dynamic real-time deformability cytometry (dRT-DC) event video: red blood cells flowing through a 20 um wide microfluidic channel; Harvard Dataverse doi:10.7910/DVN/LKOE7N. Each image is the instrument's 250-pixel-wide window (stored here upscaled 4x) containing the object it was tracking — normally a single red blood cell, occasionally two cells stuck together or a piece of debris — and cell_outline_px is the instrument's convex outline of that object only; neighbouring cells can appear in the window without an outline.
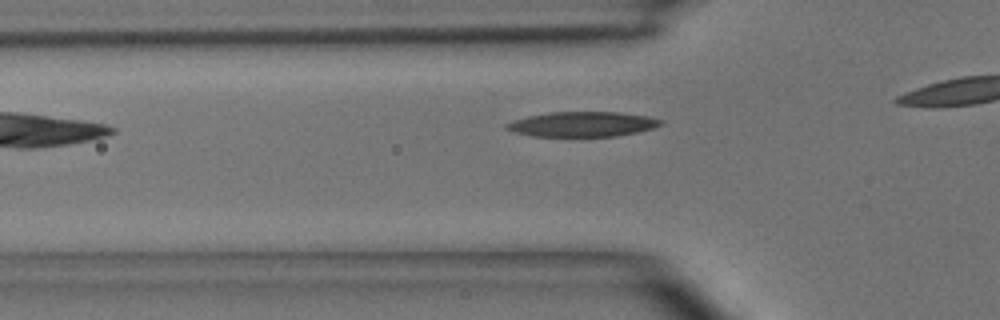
{"species": "common noctule bat (a hibernating species)", "species_latin": "Nyctalus noctula", "temperature_condition": "room temperature", "stored_images_in_passage": 5, "camera_frame_rate_fps": 3000, "um_per_image_px": 0.085, "animal": {"sex": "male", "body_mass_g": 15.6}, "frame": {"image": 1, "passage_image": 2, "time_ms": 1.333, "image_size_px": [1000, 320], "cell_outline_px": [[664, 124], [652, 128], [636, 132], [616, 136], [532, 136], [516, 132], [504, 128], [504, 124], [528, 116], [552, 112], [620, 112], [648, 116], [664, 120]], "centroid_in_image_um": [49.54, 10.55], "position_along_channel_um": 76.3, "area_um2": 22.31}}
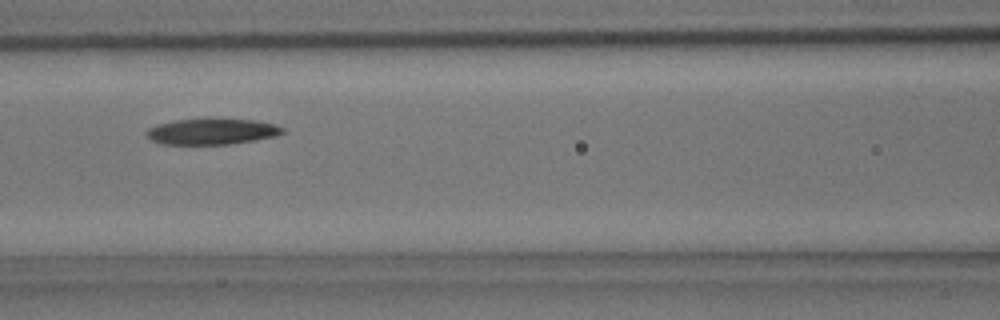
{"frame": {"image": 2, "passage_image": 4, "time_ms": 4.333, "image_size_px": [1000, 320], "cell_outline_px": [[284, 132], [276, 136], [228, 144], [160, 144], [152, 140], [144, 132], [148, 128], [172, 120], [208, 116], [256, 120], [276, 124], [284, 128]], "centroid_in_image_um": [18.01, 11.13], "position_along_channel_um": 148.6, "area_um2": 21.33}}
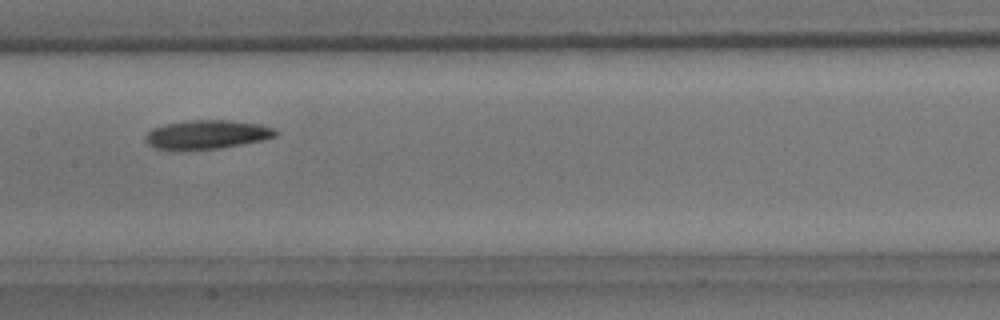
{"frame": {"image": 3, "passage_image": 5, "time_ms": 5.333, "image_size_px": [1000, 320], "cell_outline_px": [[280, 132], [276, 136], [264, 140], [220, 148], [184, 152], [156, 148], [148, 144], [144, 140], [144, 136], [152, 128], [168, 124], [188, 120], [228, 120], [260, 124], [276, 128]], "centroid_in_image_um": [17.59, 11.46], "position_along_channel_um": 189.8, "area_um2": 22.48}}